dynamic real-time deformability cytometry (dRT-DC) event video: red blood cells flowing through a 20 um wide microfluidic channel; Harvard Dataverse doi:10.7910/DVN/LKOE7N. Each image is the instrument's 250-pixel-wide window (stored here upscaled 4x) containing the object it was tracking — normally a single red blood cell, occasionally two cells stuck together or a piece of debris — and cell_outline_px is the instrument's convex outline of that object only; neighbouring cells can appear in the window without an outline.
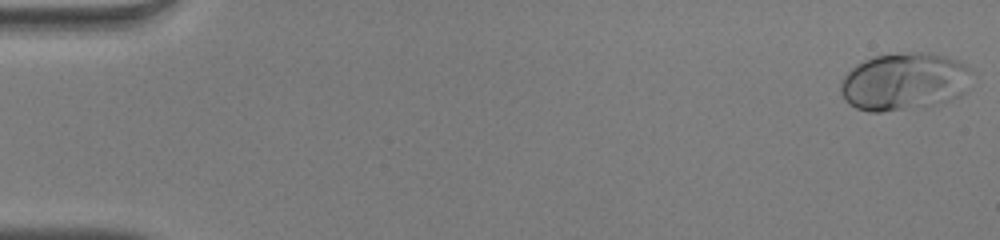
{"species": "human", "species_latin": "Homo sapiens", "temperature_condition": "warm", "stored_images_in_passage": 51, "camera_frame_rate_fps": 3000, "um_per_image_px": 0.085, "donor": {"sex": "male"}, "frame": {"image": 1, "passage_image": 1, "time_ms": 0.0, "image_size_px": [1000, 240], "cell_outline_px": [[968, 72], [964, 92], [960, 96], [944, 104], [924, 108], [880, 112], [868, 112], [856, 108], [848, 104], [844, 100], [840, 92], [840, 80], [856, 64], [872, 56], [912, 52], [928, 52], [960, 60], [968, 68]], "centroid_in_image_um": [76.81, 6.97], "position_along_channel_um": 8.2, "area_um2": 44.51}}
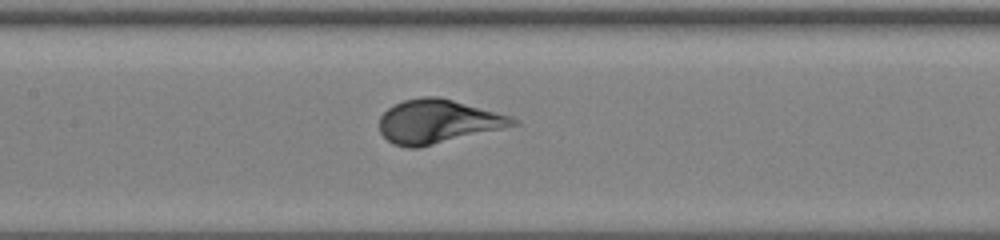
{"frame": {"image": 2, "passage_image": 25, "time_ms": 8.0, "image_size_px": [1000, 240], "cell_outline_px": [[520, 124], [504, 128], [416, 148], [408, 148], [392, 144], [380, 132], [380, 116], [388, 108], [404, 100], [420, 96], [440, 96], [512, 116], [520, 120]], "centroid_in_image_um": [37.24, 10.31], "position_along_channel_um": 170.2, "area_um2": 34.04}}
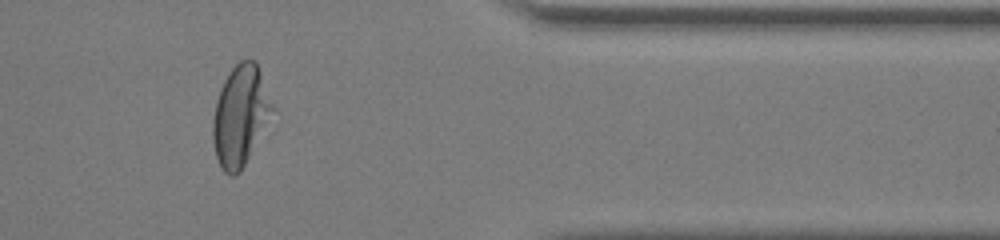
{"frame": {"image": 3, "passage_image": 43, "time_ms": 14.0, "image_size_px": [1000, 240], "cell_outline_px": [[276, 108], [240, 172], [236, 176], [228, 176], [224, 172], [216, 156], [212, 140], [212, 120], [216, 100], [220, 88], [224, 80], [232, 68], [240, 60], [256, 60]], "centroid_in_image_um": [20.43, 9.81], "position_along_channel_um": 391.0, "area_um2": 35.03}}